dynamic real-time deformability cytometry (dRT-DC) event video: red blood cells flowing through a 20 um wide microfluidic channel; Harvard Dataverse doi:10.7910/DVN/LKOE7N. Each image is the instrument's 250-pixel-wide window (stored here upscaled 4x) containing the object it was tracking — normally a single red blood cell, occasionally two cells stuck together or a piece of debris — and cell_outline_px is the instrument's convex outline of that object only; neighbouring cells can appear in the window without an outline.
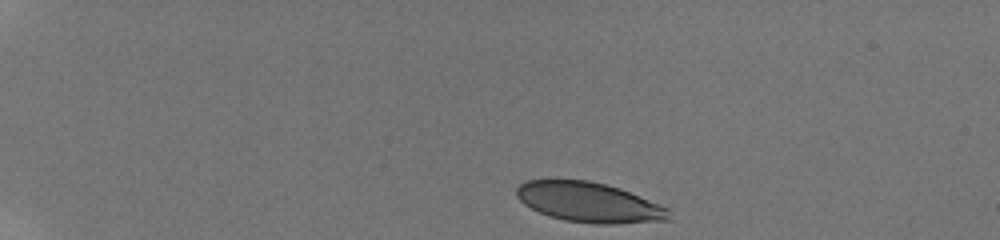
{"species": "human", "species_latin": "Homo sapiens", "temperature_condition": "room temperature", "stored_images_in_passage": 42, "camera_frame_rate_fps": 3000, "um_per_image_px": 0.085, "donor": {"sex": "male"}, "frame": {"image": 1, "passage_image": 1, "time_ms": 0.0, "image_size_px": [1000, 240], "cell_outline_px": [[672, 220], [616, 224], [596, 224], [564, 220], [548, 216], [524, 204], [516, 196], [516, 188], [520, 184], [528, 180], [588, 180], [620, 188], [668, 208]], "centroid_in_image_um": [50.08, 17.21], "position_along_channel_um": 34.9, "area_um2": 35.37}}
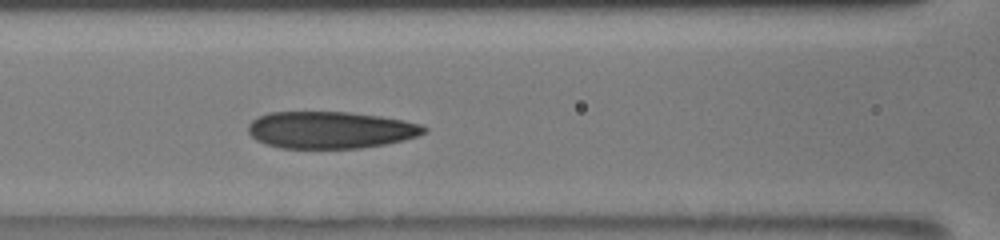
{"frame": {"image": 2, "passage_image": 17, "time_ms": 5.333, "image_size_px": [1000, 240], "cell_outline_px": [[428, 132], [416, 136], [384, 144], [360, 148], [280, 148], [256, 140], [248, 132], [248, 124], [252, 120], [268, 112], [348, 112], [380, 116], [404, 120], [420, 124], [428, 128]], "centroid_in_image_um": [28.08, 11.04], "position_along_channel_um": 138.5, "area_um2": 37.8}}
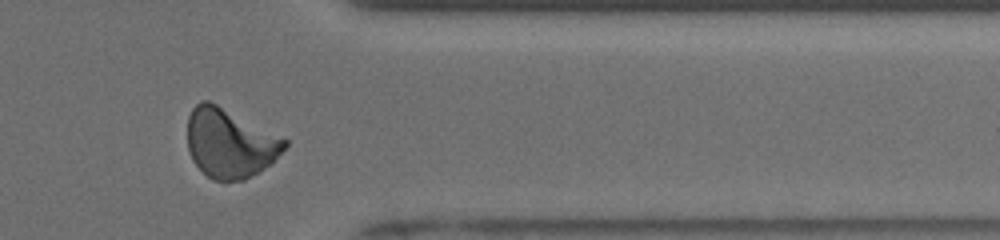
{"frame": {"image": 3, "passage_image": 37, "time_ms": 12.0, "image_size_px": [1000, 240], "cell_outline_px": [[288, 144], [264, 168], [244, 180], [212, 180], [192, 160], [188, 148], [188, 116], [192, 108], [200, 100], [208, 100], [288, 140]], "centroid_in_image_um": [19.49, 12.16], "position_along_channel_um": 391.9, "area_um2": 38.44}, "authors_computed_cell_mechanics": {"area_um2": 37.9457, "velocity_mm_per_s": 3.8653, "shape_relaxation_time_tau1_ms": 5.746, "shape_relaxation_time_tau2_ms": 1.1181, "deformation_change_tau1": 0.1757, "deformation_change_tau2": 0.066}}